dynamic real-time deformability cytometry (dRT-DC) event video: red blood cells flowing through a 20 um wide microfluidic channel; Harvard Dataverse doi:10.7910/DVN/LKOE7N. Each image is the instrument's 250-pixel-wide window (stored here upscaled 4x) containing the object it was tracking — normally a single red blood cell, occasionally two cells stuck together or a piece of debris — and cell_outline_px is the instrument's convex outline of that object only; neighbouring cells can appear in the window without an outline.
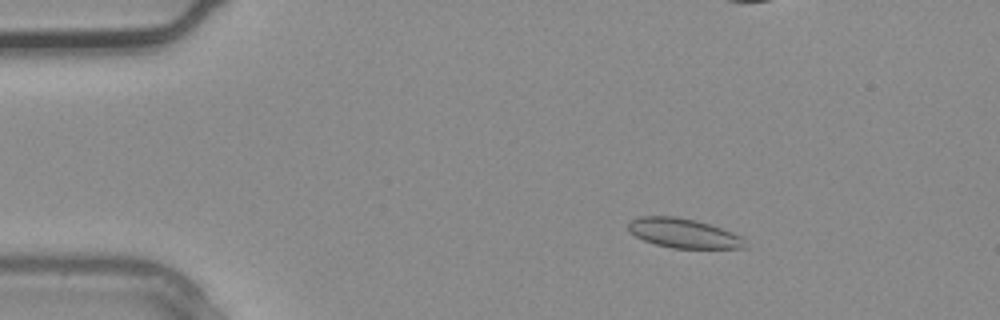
{"species": "common noctule bat (a hibernating species)", "species_latin": "Nyctalus noctula", "temperature_condition": "warm", "stored_images_in_passage": 4, "camera_frame_rate_fps": 3000, "um_per_image_px": 0.085, "animal": {"sex": "male", "body_mass_g": 20.4}, "frame": {"image": 1, "passage_image": 2, "time_ms": 0.333, "image_size_px": [1000, 320], "cell_outline_px": [[748, 248], [672, 248], [656, 244], [644, 240], [636, 236], [628, 228], [628, 224], [632, 220], [640, 216], [676, 216], [708, 224], [732, 232], [740, 236]], "centroid_in_image_um": [58.09, 19.83], "position_along_channel_um": 26.9, "area_um2": 19.65}}